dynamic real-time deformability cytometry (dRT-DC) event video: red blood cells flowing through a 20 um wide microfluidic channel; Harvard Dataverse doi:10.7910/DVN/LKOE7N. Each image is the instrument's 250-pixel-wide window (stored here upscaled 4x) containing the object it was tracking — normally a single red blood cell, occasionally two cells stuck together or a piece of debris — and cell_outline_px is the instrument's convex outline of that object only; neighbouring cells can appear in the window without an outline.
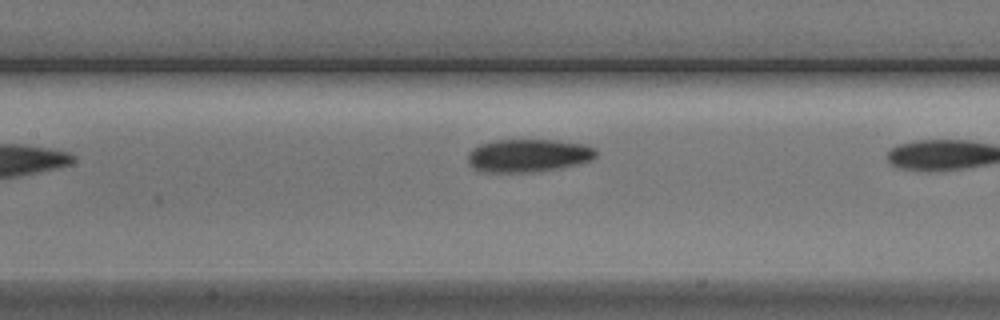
{"species": "Egyptian fruit bat (a non-hibernating species)", "species_latin": "Rousettus aegyptiacus", "temperature_condition": "cold", "stored_images_in_passage": 8, "camera_frame_rate_fps": 3000, "um_per_image_px": 0.085, "animal": {"sex": "male"}, "frame": {"image": 1, "passage_image": 7, "time_ms": 7.333, "image_size_px": [1000, 320], "cell_outline_px": [[596, 156], [592, 160], [576, 164], [556, 168], [532, 172], [480, 172], [472, 168], [468, 164], [468, 152], [472, 148], [480, 144], [496, 140], [556, 140], [580, 144], [592, 148], [596, 152]], "centroid_in_image_um": [44.82, 13.22], "position_along_channel_um": 162.6, "area_um2": 24.51}}